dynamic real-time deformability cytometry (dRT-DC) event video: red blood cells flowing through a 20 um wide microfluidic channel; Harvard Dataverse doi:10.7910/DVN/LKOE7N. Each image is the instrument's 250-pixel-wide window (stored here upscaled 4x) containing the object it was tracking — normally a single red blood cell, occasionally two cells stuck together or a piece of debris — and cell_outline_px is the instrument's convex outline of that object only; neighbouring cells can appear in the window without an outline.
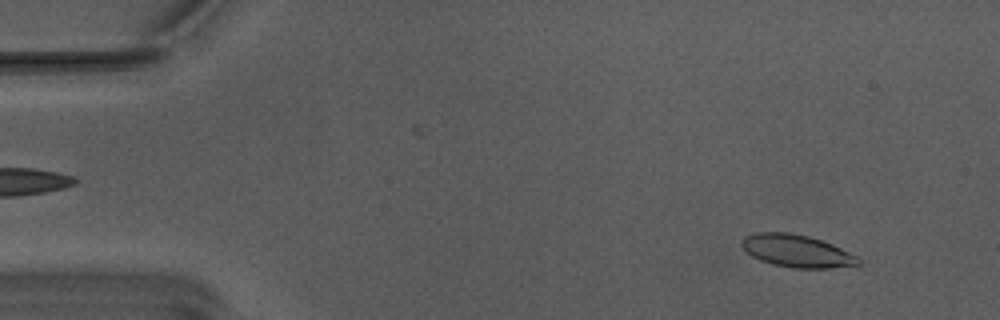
{"species": "Egyptian fruit bat (a non-hibernating species)", "species_latin": "Rousettus aegyptiacus", "temperature_condition": "warm", "stored_images_in_passage": 55, "camera_frame_rate_fps": 3000, "um_per_image_px": 0.085, "animal": {"sex": "male"}, "frame": {"image": 1, "passage_image": 6, "time_ms": 1.667, "image_size_px": [1000, 320], "cell_outline_px": [[860, 264], [828, 268], [792, 268], [772, 264], [760, 260], [752, 256], [740, 244], [740, 240], [744, 236], [756, 232], [788, 232], [808, 236], [832, 244], [860, 256]], "centroid_in_image_um": [67.72, 21.33], "position_along_channel_um": 17.3, "area_um2": 22.14}}
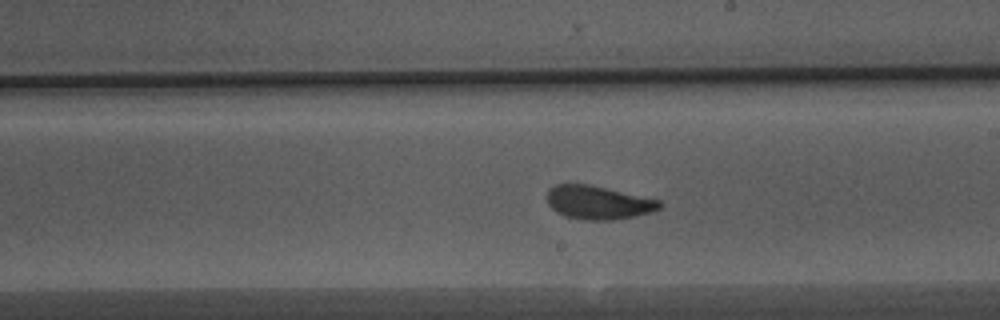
{"frame": {"image": 2, "passage_image": 32, "time_ms": 10.333, "image_size_px": [1000, 320], "cell_outline_px": [[664, 204], [660, 208], [652, 212], [636, 216], [612, 220], [584, 220], [564, 216], [552, 208], [548, 204], [548, 188], [556, 184], [588, 184], [660, 200]], "centroid_in_image_um": [50.86, 17.22], "position_along_channel_um": 238.1, "area_um2": 21.96}}
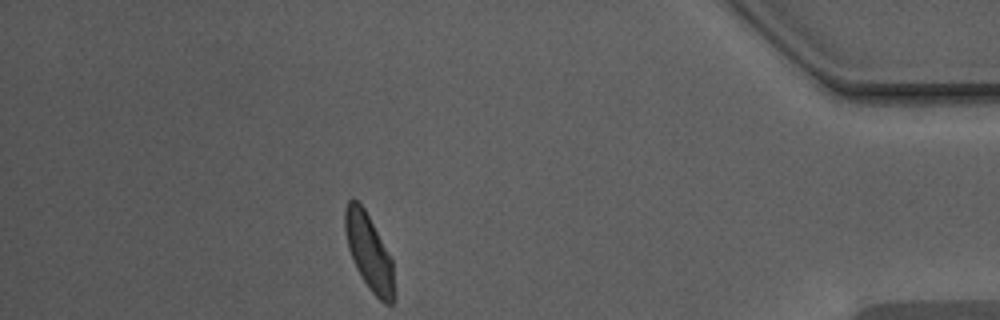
{"frame": {"image": 3, "passage_image": 49, "time_ms": 16.0, "image_size_px": [1000, 320], "cell_outline_px": [[396, 300], [392, 304], [384, 304], [368, 288], [360, 276], [352, 260], [348, 248], [344, 228], [344, 208], [348, 200], [352, 196], [364, 208], [392, 260], [396, 296]], "centroid_in_image_um": [31.36, 21.47], "position_along_channel_um": 403.8, "area_um2": 22.02}, "authors_computed_cell_mechanics": {"area_um2": 21.964, "velocity_mm_per_s": 3.7661, "shape_relaxation_time_tau1_ms": 3.638, "shape_relaxation_time_tau2_ms": 1.6245, "deformation_change_tau1": 0.126, "deformation_change_tau2": 0.0848}}